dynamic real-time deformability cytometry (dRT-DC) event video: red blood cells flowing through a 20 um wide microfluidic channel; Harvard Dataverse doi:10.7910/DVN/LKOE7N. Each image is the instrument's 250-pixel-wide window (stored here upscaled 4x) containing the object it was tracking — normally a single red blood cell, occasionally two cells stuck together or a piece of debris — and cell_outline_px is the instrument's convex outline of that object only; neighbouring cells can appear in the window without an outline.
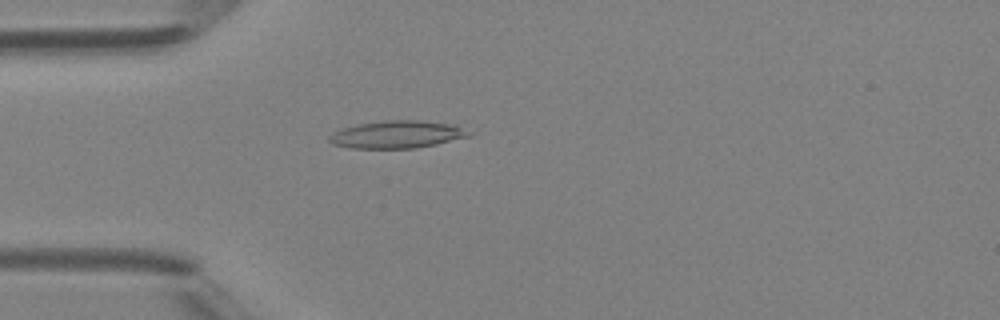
{"species": "Egyptian fruit bat (a non-hibernating species)", "species_latin": "Rousettus aegyptiacus", "temperature_condition": "room temperature", "stored_images_in_passage": 48, "camera_frame_rate_fps": 3000, "um_per_image_px": 0.085, "animal": {"sex": "female"}, "frame": {"image": 1, "passage_image": 14, "time_ms": 4.333, "image_size_px": [1000, 320], "cell_outline_px": [[476, 132], [472, 136], [436, 144], [416, 148], [348, 148], [332, 144], [328, 140], [328, 136], [332, 132], [356, 124], [384, 120], [420, 120], [456, 124]], "centroid_in_image_um": [33.82, 11.42], "position_along_channel_um": 51.2, "area_um2": 22.89}}
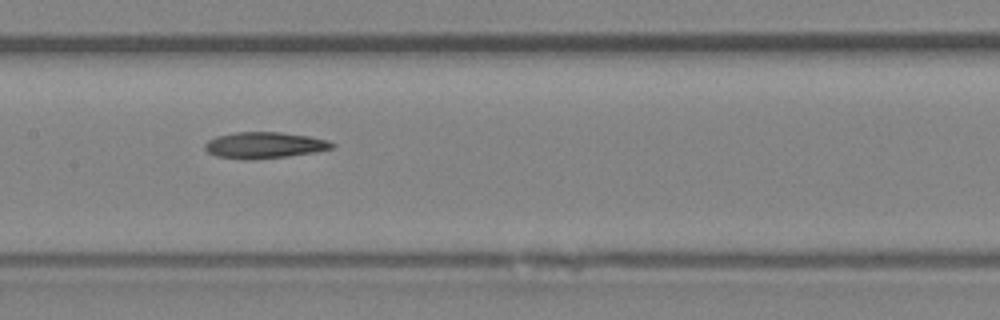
{"frame": {"image": 2, "passage_image": 24, "time_ms": 7.667, "image_size_px": [1000, 320], "cell_outline_px": [[336, 144], [332, 148], [316, 152], [288, 156], [252, 160], [248, 160], [216, 156], [208, 152], [204, 148], [204, 144], [208, 140], [216, 136], [236, 132], [280, 132], [308, 136], [328, 140]], "centroid_in_image_um": [22.46, 12.34], "position_along_channel_um": 184.9, "area_um2": 19.54}}
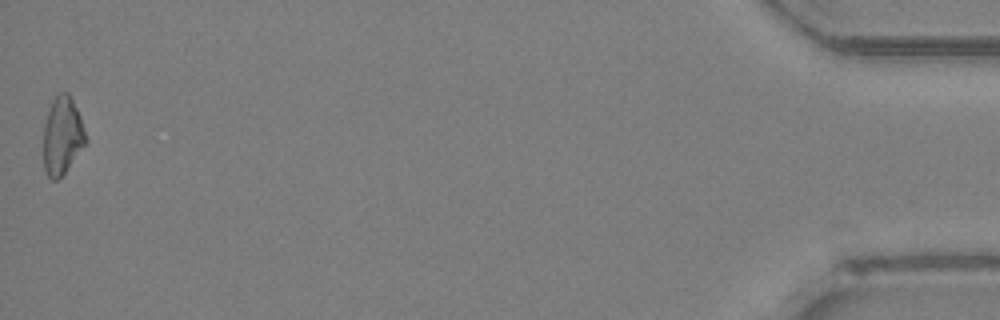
{"frame": {"image": 3, "passage_image": 48, "time_ms": 15.667, "image_size_px": [1000, 320], "cell_outline_px": [[88, 140], [64, 172], [56, 180], [52, 180], [44, 172], [44, 124], [52, 100], [60, 92], [68, 92], [80, 116]], "centroid_in_image_um": [5.29, 11.53], "position_along_channel_um": 429.9, "area_um2": 18.84}}